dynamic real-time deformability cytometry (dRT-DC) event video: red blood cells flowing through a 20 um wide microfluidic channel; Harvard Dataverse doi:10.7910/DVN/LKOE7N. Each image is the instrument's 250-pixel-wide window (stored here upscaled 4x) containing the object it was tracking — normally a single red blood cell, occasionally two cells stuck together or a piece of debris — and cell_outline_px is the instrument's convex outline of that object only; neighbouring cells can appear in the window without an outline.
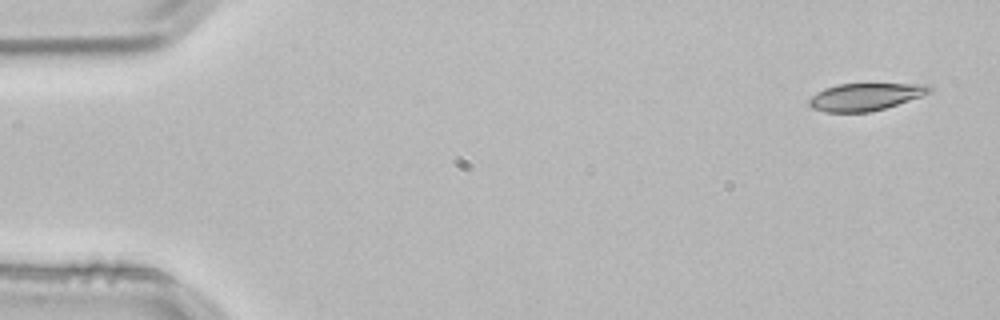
{"species": "common noctule bat (a hibernating species)", "species_latin": "Nyctalus noctula", "temperature_condition": "room temperature", "stored_images_in_passage": 4, "camera_frame_rate_fps": 3000, "um_per_image_px": 0.085, "animal": {"sex": "male", "body_mass_g": 21.5, "forearm_length_mm": 52.0}, "frame": {"image": 1, "passage_image": 1, "time_ms": 0.0, "image_size_px": [1000, 320], "cell_outline_px": [[932, 92], [872, 112], [824, 112], [812, 108], [808, 104], [808, 100], [816, 92], [824, 88], [836, 84], [928, 84], [932, 88]], "centroid_in_image_um": [73.5, 8.22], "position_along_channel_um": 11.5, "area_um2": 19.13}}
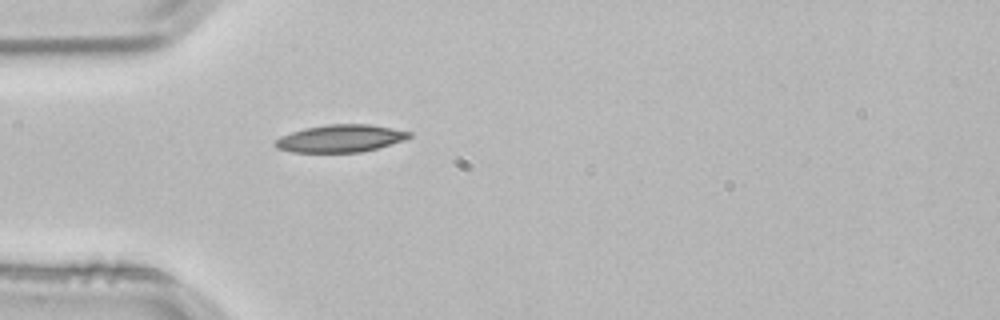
{"frame": {"image": 2, "passage_image": 4, "time_ms": 1.0, "image_size_px": [1000, 320], "cell_outline_px": [[412, 136], [404, 140], [376, 148], [360, 152], [292, 152], [276, 148], [272, 144], [280, 136], [304, 128], [328, 124], [368, 124], [392, 128], [412, 132]], "centroid_in_image_um": [28.91, 11.76], "position_along_channel_um": 56.1, "area_um2": 21.39}}